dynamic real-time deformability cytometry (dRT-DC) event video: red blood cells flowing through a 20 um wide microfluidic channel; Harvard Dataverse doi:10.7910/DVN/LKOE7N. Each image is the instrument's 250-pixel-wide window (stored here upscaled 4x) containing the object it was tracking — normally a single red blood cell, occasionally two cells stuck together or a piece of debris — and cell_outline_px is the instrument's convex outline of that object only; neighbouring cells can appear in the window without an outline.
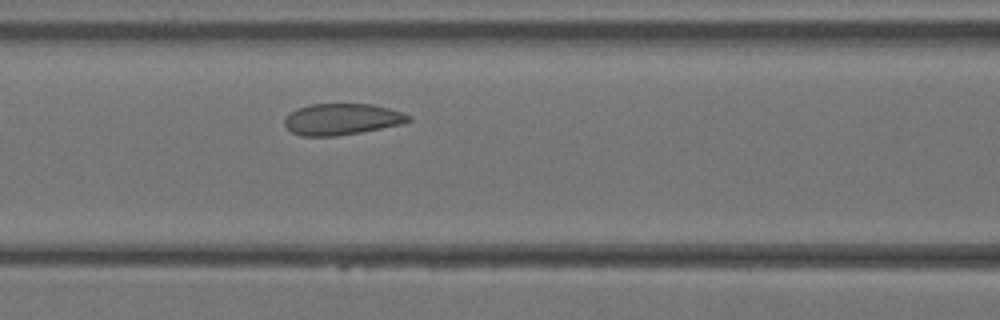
{"species": "Egyptian fruit bat (a non-hibernating species)", "species_latin": "Rousettus aegyptiacus", "temperature_condition": "warm", "stored_images_in_passage": 20, "camera_frame_rate_fps": 3000, "um_per_image_px": 0.085, "animal": {"sex": "female"}, "frame": {"image": 1, "passage_image": 10, "time_ms": 3.0, "image_size_px": [1000, 320], "cell_outline_px": [[412, 120], [400, 124], [360, 132], [336, 136], [300, 136], [292, 132], [284, 124], [284, 120], [296, 108], [308, 104], [372, 104], [388, 108], [412, 116]], "centroid_in_image_um": [29.04, 10.13], "position_along_channel_um": 137.6, "area_um2": 22.48}}
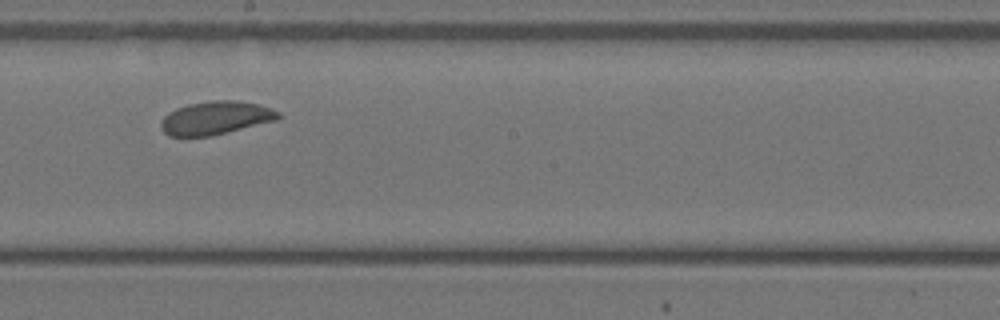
{"frame": {"image": 2, "passage_image": 15, "time_ms": 4.667, "image_size_px": [1000, 320], "cell_outline_px": [[280, 116], [276, 120], [212, 136], [168, 136], [160, 128], [160, 124], [164, 116], [168, 112], [176, 108], [188, 104], [212, 100], [232, 100], [260, 104], [272, 108], [280, 112]], "centroid_in_image_um": [18.32, 10.02], "position_along_channel_um": 229.9, "area_um2": 22.83}}
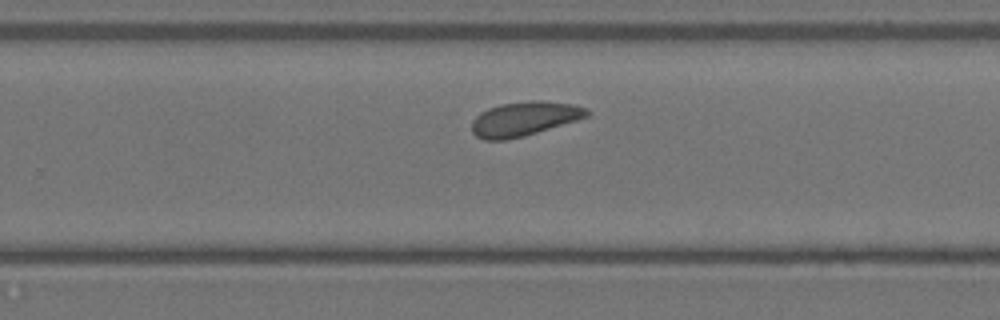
{"frame": {"image": 3, "passage_image": 18, "time_ms": 5.667, "image_size_px": [1000, 320], "cell_outline_px": [[592, 112], [588, 116], [576, 120], [524, 136], [504, 140], [484, 140], [476, 136], [472, 132], [472, 120], [480, 112], [488, 108], [500, 104], [532, 100], [540, 100], [572, 104], [588, 108]], "centroid_in_image_um": [44.55, 10.09], "position_along_channel_um": 285.2, "area_um2": 23.0}}